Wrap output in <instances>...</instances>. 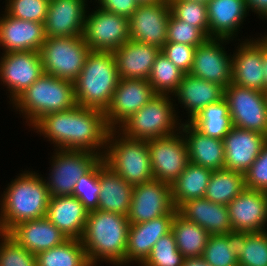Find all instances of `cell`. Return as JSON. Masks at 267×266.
Listing matches in <instances>:
<instances>
[{
    "label": "cell",
    "instance_id": "cell-1",
    "mask_svg": "<svg viewBox=\"0 0 267 266\" xmlns=\"http://www.w3.org/2000/svg\"><path fill=\"white\" fill-rule=\"evenodd\" d=\"M32 128L55 144V149L90 151L102 158L110 131L104 112L78 105L46 114Z\"/></svg>",
    "mask_w": 267,
    "mask_h": 266
},
{
    "label": "cell",
    "instance_id": "cell-2",
    "mask_svg": "<svg viewBox=\"0 0 267 266\" xmlns=\"http://www.w3.org/2000/svg\"><path fill=\"white\" fill-rule=\"evenodd\" d=\"M129 227L127 216L102 210L88 212L80 240L92 266L98 261L125 265Z\"/></svg>",
    "mask_w": 267,
    "mask_h": 266
},
{
    "label": "cell",
    "instance_id": "cell-3",
    "mask_svg": "<svg viewBox=\"0 0 267 266\" xmlns=\"http://www.w3.org/2000/svg\"><path fill=\"white\" fill-rule=\"evenodd\" d=\"M9 184L1 194L0 232L8 233L21 222L46 217L50 195L43 177L24 171Z\"/></svg>",
    "mask_w": 267,
    "mask_h": 266
},
{
    "label": "cell",
    "instance_id": "cell-4",
    "mask_svg": "<svg viewBox=\"0 0 267 266\" xmlns=\"http://www.w3.org/2000/svg\"><path fill=\"white\" fill-rule=\"evenodd\" d=\"M118 81L113 52L91 51L74 82L76 104L105 112Z\"/></svg>",
    "mask_w": 267,
    "mask_h": 266
},
{
    "label": "cell",
    "instance_id": "cell-5",
    "mask_svg": "<svg viewBox=\"0 0 267 266\" xmlns=\"http://www.w3.org/2000/svg\"><path fill=\"white\" fill-rule=\"evenodd\" d=\"M29 126L44 115L75 107L74 83L43 73L13 103ZM29 120V121H28Z\"/></svg>",
    "mask_w": 267,
    "mask_h": 266
},
{
    "label": "cell",
    "instance_id": "cell-6",
    "mask_svg": "<svg viewBox=\"0 0 267 266\" xmlns=\"http://www.w3.org/2000/svg\"><path fill=\"white\" fill-rule=\"evenodd\" d=\"M103 159L114 173L133 186L154 179L146 140L127 138L110 130Z\"/></svg>",
    "mask_w": 267,
    "mask_h": 266
},
{
    "label": "cell",
    "instance_id": "cell-7",
    "mask_svg": "<svg viewBox=\"0 0 267 266\" xmlns=\"http://www.w3.org/2000/svg\"><path fill=\"white\" fill-rule=\"evenodd\" d=\"M170 100L169 95L156 94L116 130L127 138L146 141L175 134L181 124Z\"/></svg>",
    "mask_w": 267,
    "mask_h": 266
},
{
    "label": "cell",
    "instance_id": "cell-8",
    "mask_svg": "<svg viewBox=\"0 0 267 266\" xmlns=\"http://www.w3.org/2000/svg\"><path fill=\"white\" fill-rule=\"evenodd\" d=\"M91 49L83 35L70 37H46L40 48L45 74L75 82Z\"/></svg>",
    "mask_w": 267,
    "mask_h": 266
},
{
    "label": "cell",
    "instance_id": "cell-9",
    "mask_svg": "<svg viewBox=\"0 0 267 266\" xmlns=\"http://www.w3.org/2000/svg\"><path fill=\"white\" fill-rule=\"evenodd\" d=\"M46 185L50 197L71 196L78 180L88 173L102 157L90 151L56 149Z\"/></svg>",
    "mask_w": 267,
    "mask_h": 266
},
{
    "label": "cell",
    "instance_id": "cell-10",
    "mask_svg": "<svg viewBox=\"0 0 267 266\" xmlns=\"http://www.w3.org/2000/svg\"><path fill=\"white\" fill-rule=\"evenodd\" d=\"M224 98L234 127L256 131L267 136V101L265 92L231 83Z\"/></svg>",
    "mask_w": 267,
    "mask_h": 266
},
{
    "label": "cell",
    "instance_id": "cell-11",
    "mask_svg": "<svg viewBox=\"0 0 267 266\" xmlns=\"http://www.w3.org/2000/svg\"><path fill=\"white\" fill-rule=\"evenodd\" d=\"M97 8L86 14L83 38L91 51L114 52L130 40L128 18Z\"/></svg>",
    "mask_w": 267,
    "mask_h": 266
},
{
    "label": "cell",
    "instance_id": "cell-12",
    "mask_svg": "<svg viewBox=\"0 0 267 266\" xmlns=\"http://www.w3.org/2000/svg\"><path fill=\"white\" fill-rule=\"evenodd\" d=\"M153 178L171 185L186 168L189 155L179 130L163 138L148 140Z\"/></svg>",
    "mask_w": 267,
    "mask_h": 266
},
{
    "label": "cell",
    "instance_id": "cell-13",
    "mask_svg": "<svg viewBox=\"0 0 267 266\" xmlns=\"http://www.w3.org/2000/svg\"><path fill=\"white\" fill-rule=\"evenodd\" d=\"M171 185L152 179L134 186L127 218L130 224H139L163 215H175Z\"/></svg>",
    "mask_w": 267,
    "mask_h": 266
},
{
    "label": "cell",
    "instance_id": "cell-14",
    "mask_svg": "<svg viewBox=\"0 0 267 266\" xmlns=\"http://www.w3.org/2000/svg\"><path fill=\"white\" fill-rule=\"evenodd\" d=\"M43 65L39 52L18 51L3 53L0 59V79L7 86L13 103L42 74ZM11 96V97H10Z\"/></svg>",
    "mask_w": 267,
    "mask_h": 266
},
{
    "label": "cell",
    "instance_id": "cell-15",
    "mask_svg": "<svg viewBox=\"0 0 267 266\" xmlns=\"http://www.w3.org/2000/svg\"><path fill=\"white\" fill-rule=\"evenodd\" d=\"M170 14L168 0L139 4L128 18L130 40L162 49L166 43Z\"/></svg>",
    "mask_w": 267,
    "mask_h": 266
},
{
    "label": "cell",
    "instance_id": "cell-16",
    "mask_svg": "<svg viewBox=\"0 0 267 266\" xmlns=\"http://www.w3.org/2000/svg\"><path fill=\"white\" fill-rule=\"evenodd\" d=\"M156 93L148 80L119 78L107 110L104 112L110 130H116L127 118L139 111Z\"/></svg>",
    "mask_w": 267,
    "mask_h": 266
},
{
    "label": "cell",
    "instance_id": "cell-17",
    "mask_svg": "<svg viewBox=\"0 0 267 266\" xmlns=\"http://www.w3.org/2000/svg\"><path fill=\"white\" fill-rule=\"evenodd\" d=\"M229 39L208 38L195 49L190 75L216 83L224 89L232 83V56L222 46ZM224 49V50H223Z\"/></svg>",
    "mask_w": 267,
    "mask_h": 266
},
{
    "label": "cell",
    "instance_id": "cell-18",
    "mask_svg": "<svg viewBox=\"0 0 267 266\" xmlns=\"http://www.w3.org/2000/svg\"><path fill=\"white\" fill-rule=\"evenodd\" d=\"M232 233L265 231L267 192L245 188L228 205Z\"/></svg>",
    "mask_w": 267,
    "mask_h": 266
},
{
    "label": "cell",
    "instance_id": "cell-19",
    "mask_svg": "<svg viewBox=\"0 0 267 266\" xmlns=\"http://www.w3.org/2000/svg\"><path fill=\"white\" fill-rule=\"evenodd\" d=\"M256 39L242 41L232 55V83L265 92L263 35Z\"/></svg>",
    "mask_w": 267,
    "mask_h": 266
},
{
    "label": "cell",
    "instance_id": "cell-20",
    "mask_svg": "<svg viewBox=\"0 0 267 266\" xmlns=\"http://www.w3.org/2000/svg\"><path fill=\"white\" fill-rule=\"evenodd\" d=\"M266 141L267 136L262 133L233 126L223 138L224 169L245 174Z\"/></svg>",
    "mask_w": 267,
    "mask_h": 266
},
{
    "label": "cell",
    "instance_id": "cell-21",
    "mask_svg": "<svg viewBox=\"0 0 267 266\" xmlns=\"http://www.w3.org/2000/svg\"><path fill=\"white\" fill-rule=\"evenodd\" d=\"M87 0H50L44 23L46 37L83 35Z\"/></svg>",
    "mask_w": 267,
    "mask_h": 266
},
{
    "label": "cell",
    "instance_id": "cell-22",
    "mask_svg": "<svg viewBox=\"0 0 267 266\" xmlns=\"http://www.w3.org/2000/svg\"><path fill=\"white\" fill-rule=\"evenodd\" d=\"M0 17V46L3 52H39L46 35L44 23L21 20L8 15Z\"/></svg>",
    "mask_w": 267,
    "mask_h": 266
},
{
    "label": "cell",
    "instance_id": "cell-23",
    "mask_svg": "<svg viewBox=\"0 0 267 266\" xmlns=\"http://www.w3.org/2000/svg\"><path fill=\"white\" fill-rule=\"evenodd\" d=\"M175 215H163L139 224H130L128 230L125 265L138 262L142 265L150 255L155 243L172 231Z\"/></svg>",
    "mask_w": 267,
    "mask_h": 266
},
{
    "label": "cell",
    "instance_id": "cell-24",
    "mask_svg": "<svg viewBox=\"0 0 267 266\" xmlns=\"http://www.w3.org/2000/svg\"><path fill=\"white\" fill-rule=\"evenodd\" d=\"M177 212L201 226L210 235L232 233L227 205L217 204L202 197L185 201L177 208Z\"/></svg>",
    "mask_w": 267,
    "mask_h": 266
},
{
    "label": "cell",
    "instance_id": "cell-25",
    "mask_svg": "<svg viewBox=\"0 0 267 266\" xmlns=\"http://www.w3.org/2000/svg\"><path fill=\"white\" fill-rule=\"evenodd\" d=\"M88 210L75 196H52L46 218L68 239H81Z\"/></svg>",
    "mask_w": 267,
    "mask_h": 266
},
{
    "label": "cell",
    "instance_id": "cell-26",
    "mask_svg": "<svg viewBox=\"0 0 267 266\" xmlns=\"http://www.w3.org/2000/svg\"><path fill=\"white\" fill-rule=\"evenodd\" d=\"M160 51L156 46L127 41L113 52L119 78L147 80Z\"/></svg>",
    "mask_w": 267,
    "mask_h": 266
},
{
    "label": "cell",
    "instance_id": "cell-27",
    "mask_svg": "<svg viewBox=\"0 0 267 266\" xmlns=\"http://www.w3.org/2000/svg\"><path fill=\"white\" fill-rule=\"evenodd\" d=\"M8 234L35 255L68 240L46 217L21 222L14 226Z\"/></svg>",
    "mask_w": 267,
    "mask_h": 266
},
{
    "label": "cell",
    "instance_id": "cell-28",
    "mask_svg": "<svg viewBox=\"0 0 267 266\" xmlns=\"http://www.w3.org/2000/svg\"><path fill=\"white\" fill-rule=\"evenodd\" d=\"M207 12L209 38H224L230 41L235 38L249 13L245 0H210L207 3Z\"/></svg>",
    "mask_w": 267,
    "mask_h": 266
},
{
    "label": "cell",
    "instance_id": "cell-29",
    "mask_svg": "<svg viewBox=\"0 0 267 266\" xmlns=\"http://www.w3.org/2000/svg\"><path fill=\"white\" fill-rule=\"evenodd\" d=\"M180 130L186 141L191 163L212 171L224 169L225 152L223 140L204 135L188 121L181 123Z\"/></svg>",
    "mask_w": 267,
    "mask_h": 266
},
{
    "label": "cell",
    "instance_id": "cell-30",
    "mask_svg": "<svg viewBox=\"0 0 267 266\" xmlns=\"http://www.w3.org/2000/svg\"><path fill=\"white\" fill-rule=\"evenodd\" d=\"M100 194L97 210L127 216L132 201L134 186L114 173L102 158L99 161Z\"/></svg>",
    "mask_w": 267,
    "mask_h": 266
},
{
    "label": "cell",
    "instance_id": "cell-31",
    "mask_svg": "<svg viewBox=\"0 0 267 266\" xmlns=\"http://www.w3.org/2000/svg\"><path fill=\"white\" fill-rule=\"evenodd\" d=\"M188 112V122L207 105L224 97V88L216 83L184 74L177 91L173 94Z\"/></svg>",
    "mask_w": 267,
    "mask_h": 266
},
{
    "label": "cell",
    "instance_id": "cell-32",
    "mask_svg": "<svg viewBox=\"0 0 267 266\" xmlns=\"http://www.w3.org/2000/svg\"><path fill=\"white\" fill-rule=\"evenodd\" d=\"M211 173L212 170L189 161L180 176L171 184L175 208L190 199L204 197Z\"/></svg>",
    "mask_w": 267,
    "mask_h": 266
},
{
    "label": "cell",
    "instance_id": "cell-33",
    "mask_svg": "<svg viewBox=\"0 0 267 266\" xmlns=\"http://www.w3.org/2000/svg\"><path fill=\"white\" fill-rule=\"evenodd\" d=\"M189 122L204 135L220 140L233 127L229 105L224 97L204 107Z\"/></svg>",
    "mask_w": 267,
    "mask_h": 266
},
{
    "label": "cell",
    "instance_id": "cell-34",
    "mask_svg": "<svg viewBox=\"0 0 267 266\" xmlns=\"http://www.w3.org/2000/svg\"><path fill=\"white\" fill-rule=\"evenodd\" d=\"M172 232L177 248L185 258L203 255L210 234L201 226L176 212L172 222Z\"/></svg>",
    "mask_w": 267,
    "mask_h": 266
},
{
    "label": "cell",
    "instance_id": "cell-35",
    "mask_svg": "<svg viewBox=\"0 0 267 266\" xmlns=\"http://www.w3.org/2000/svg\"><path fill=\"white\" fill-rule=\"evenodd\" d=\"M245 188L244 174L227 169L216 170L211 173L204 198L228 205Z\"/></svg>",
    "mask_w": 267,
    "mask_h": 266
},
{
    "label": "cell",
    "instance_id": "cell-36",
    "mask_svg": "<svg viewBox=\"0 0 267 266\" xmlns=\"http://www.w3.org/2000/svg\"><path fill=\"white\" fill-rule=\"evenodd\" d=\"M37 266H92L79 239H68L63 244L36 254Z\"/></svg>",
    "mask_w": 267,
    "mask_h": 266
},
{
    "label": "cell",
    "instance_id": "cell-37",
    "mask_svg": "<svg viewBox=\"0 0 267 266\" xmlns=\"http://www.w3.org/2000/svg\"><path fill=\"white\" fill-rule=\"evenodd\" d=\"M239 266H267V231L237 234Z\"/></svg>",
    "mask_w": 267,
    "mask_h": 266
},
{
    "label": "cell",
    "instance_id": "cell-38",
    "mask_svg": "<svg viewBox=\"0 0 267 266\" xmlns=\"http://www.w3.org/2000/svg\"><path fill=\"white\" fill-rule=\"evenodd\" d=\"M184 74L185 73L181 69L175 66L165 54L160 51L156 56L150 76L147 80L156 94L173 96Z\"/></svg>",
    "mask_w": 267,
    "mask_h": 266
},
{
    "label": "cell",
    "instance_id": "cell-39",
    "mask_svg": "<svg viewBox=\"0 0 267 266\" xmlns=\"http://www.w3.org/2000/svg\"><path fill=\"white\" fill-rule=\"evenodd\" d=\"M237 234L210 235L203 259L212 266H239L236 251Z\"/></svg>",
    "mask_w": 267,
    "mask_h": 266
},
{
    "label": "cell",
    "instance_id": "cell-40",
    "mask_svg": "<svg viewBox=\"0 0 267 266\" xmlns=\"http://www.w3.org/2000/svg\"><path fill=\"white\" fill-rule=\"evenodd\" d=\"M184 259L171 231L155 243L150 255L141 266H182Z\"/></svg>",
    "mask_w": 267,
    "mask_h": 266
},
{
    "label": "cell",
    "instance_id": "cell-41",
    "mask_svg": "<svg viewBox=\"0 0 267 266\" xmlns=\"http://www.w3.org/2000/svg\"><path fill=\"white\" fill-rule=\"evenodd\" d=\"M168 3L175 18L198 27L209 38L207 5L186 0H168Z\"/></svg>",
    "mask_w": 267,
    "mask_h": 266
},
{
    "label": "cell",
    "instance_id": "cell-42",
    "mask_svg": "<svg viewBox=\"0 0 267 266\" xmlns=\"http://www.w3.org/2000/svg\"><path fill=\"white\" fill-rule=\"evenodd\" d=\"M0 239V266H37L36 255L8 233L0 232Z\"/></svg>",
    "mask_w": 267,
    "mask_h": 266
},
{
    "label": "cell",
    "instance_id": "cell-43",
    "mask_svg": "<svg viewBox=\"0 0 267 266\" xmlns=\"http://www.w3.org/2000/svg\"><path fill=\"white\" fill-rule=\"evenodd\" d=\"M100 190L98 162L78 180L72 196H75L89 212L98 209Z\"/></svg>",
    "mask_w": 267,
    "mask_h": 266
},
{
    "label": "cell",
    "instance_id": "cell-44",
    "mask_svg": "<svg viewBox=\"0 0 267 266\" xmlns=\"http://www.w3.org/2000/svg\"><path fill=\"white\" fill-rule=\"evenodd\" d=\"M8 15L27 21L45 23L50 0H6Z\"/></svg>",
    "mask_w": 267,
    "mask_h": 266
},
{
    "label": "cell",
    "instance_id": "cell-45",
    "mask_svg": "<svg viewBox=\"0 0 267 266\" xmlns=\"http://www.w3.org/2000/svg\"><path fill=\"white\" fill-rule=\"evenodd\" d=\"M207 39L208 37L198 27L177 19L170 14L166 42L184 43L198 47Z\"/></svg>",
    "mask_w": 267,
    "mask_h": 266
},
{
    "label": "cell",
    "instance_id": "cell-46",
    "mask_svg": "<svg viewBox=\"0 0 267 266\" xmlns=\"http://www.w3.org/2000/svg\"><path fill=\"white\" fill-rule=\"evenodd\" d=\"M244 176L246 188L267 192V141Z\"/></svg>",
    "mask_w": 267,
    "mask_h": 266
},
{
    "label": "cell",
    "instance_id": "cell-47",
    "mask_svg": "<svg viewBox=\"0 0 267 266\" xmlns=\"http://www.w3.org/2000/svg\"><path fill=\"white\" fill-rule=\"evenodd\" d=\"M196 48L184 43L166 42L161 51L175 66L188 74L193 65Z\"/></svg>",
    "mask_w": 267,
    "mask_h": 266
},
{
    "label": "cell",
    "instance_id": "cell-48",
    "mask_svg": "<svg viewBox=\"0 0 267 266\" xmlns=\"http://www.w3.org/2000/svg\"><path fill=\"white\" fill-rule=\"evenodd\" d=\"M99 8L115 13L117 15L131 17L137 10L139 2L137 0H98Z\"/></svg>",
    "mask_w": 267,
    "mask_h": 266
},
{
    "label": "cell",
    "instance_id": "cell-49",
    "mask_svg": "<svg viewBox=\"0 0 267 266\" xmlns=\"http://www.w3.org/2000/svg\"><path fill=\"white\" fill-rule=\"evenodd\" d=\"M248 11L255 12L262 17L267 19V0H245Z\"/></svg>",
    "mask_w": 267,
    "mask_h": 266
},
{
    "label": "cell",
    "instance_id": "cell-50",
    "mask_svg": "<svg viewBox=\"0 0 267 266\" xmlns=\"http://www.w3.org/2000/svg\"><path fill=\"white\" fill-rule=\"evenodd\" d=\"M182 266H212L206 262L202 256L200 257H187L184 259Z\"/></svg>",
    "mask_w": 267,
    "mask_h": 266
},
{
    "label": "cell",
    "instance_id": "cell-51",
    "mask_svg": "<svg viewBox=\"0 0 267 266\" xmlns=\"http://www.w3.org/2000/svg\"><path fill=\"white\" fill-rule=\"evenodd\" d=\"M263 71L265 76V88L267 90V39L263 36Z\"/></svg>",
    "mask_w": 267,
    "mask_h": 266
},
{
    "label": "cell",
    "instance_id": "cell-52",
    "mask_svg": "<svg viewBox=\"0 0 267 266\" xmlns=\"http://www.w3.org/2000/svg\"><path fill=\"white\" fill-rule=\"evenodd\" d=\"M139 4H146V3H155V2H160L162 0H137Z\"/></svg>",
    "mask_w": 267,
    "mask_h": 266
},
{
    "label": "cell",
    "instance_id": "cell-53",
    "mask_svg": "<svg viewBox=\"0 0 267 266\" xmlns=\"http://www.w3.org/2000/svg\"><path fill=\"white\" fill-rule=\"evenodd\" d=\"M186 1H195V2H198V3H202V4L207 5V3H208L210 0H186Z\"/></svg>",
    "mask_w": 267,
    "mask_h": 266
},
{
    "label": "cell",
    "instance_id": "cell-54",
    "mask_svg": "<svg viewBox=\"0 0 267 266\" xmlns=\"http://www.w3.org/2000/svg\"><path fill=\"white\" fill-rule=\"evenodd\" d=\"M265 96H266V101H267V90H265Z\"/></svg>",
    "mask_w": 267,
    "mask_h": 266
}]
</instances>
